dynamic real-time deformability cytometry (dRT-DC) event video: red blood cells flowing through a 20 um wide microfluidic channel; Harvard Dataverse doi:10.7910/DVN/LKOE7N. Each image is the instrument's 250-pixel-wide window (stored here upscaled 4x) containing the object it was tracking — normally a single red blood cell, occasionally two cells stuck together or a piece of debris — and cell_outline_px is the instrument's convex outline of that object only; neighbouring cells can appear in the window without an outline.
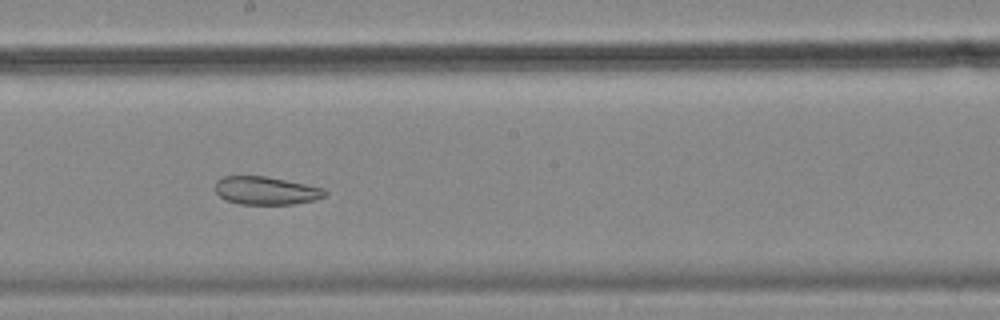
{"species": "common noctule bat (a hibernating species)", "species_latin": "Nyctalus noctula", "temperature_condition": "cold", "stored_images_in_passage": 54, "camera_frame_rate_fps": 3000, "um_per_image_px": 0.085, "animal": {"sex": "female", "body_mass_g": 18.4}, "frame": {"image": 1, "passage_image": 31, "time_ms": 10.0, "image_size_px": [1000, 320], "cell_outline_px": [[328, 192], [324, 196], [312, 200], [292, 204], [240, 204], [228, 200], [220, 196], [216, 192], [216, 180], [224, 176], [264, 176], [324, 188]], "centroid_in_image_um": [22.59, 16.2], "position_along_channel_um": 225.6, "area_um2": 17.63}, "authors_computed_cell_mechanics": {"area_um2": 23.0333, "velocity_mm_per_s": 3.4955, "shape_relaxation_time_tau1_ms": null, "shape_relaxation_time_tau2_ms": 4.4471, "deformation_change_tau1": null, "deformation_change_tau2": 0.1215}}